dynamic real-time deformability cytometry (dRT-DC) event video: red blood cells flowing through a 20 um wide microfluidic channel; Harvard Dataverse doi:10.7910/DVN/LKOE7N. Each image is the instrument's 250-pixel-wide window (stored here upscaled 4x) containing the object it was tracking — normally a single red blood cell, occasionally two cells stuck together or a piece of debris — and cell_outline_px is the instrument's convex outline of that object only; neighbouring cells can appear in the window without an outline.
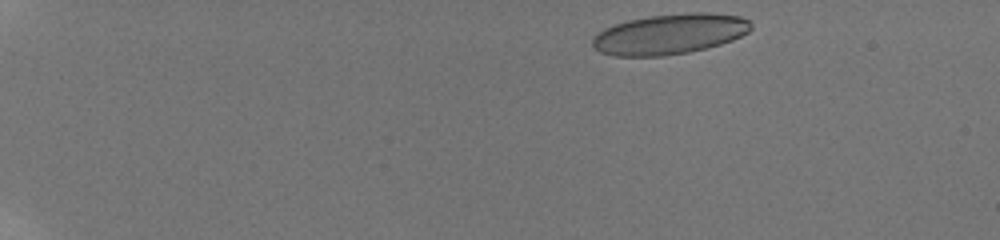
{"species": "human", "species_latin": "Homo sapiens", "temperature_condition": "room temperature", "stored_images_in_passage": 49, "camera_frame_rate_fps": 3000, "um_per_image_px": 0.085, "donor": {"sex": "male"}, "frame": {"image": 1, "passage_image": 2, "time_ms": 0.333, "image_size_px": [1000, 240], "cell_outline_px": [[752, 28], [748, 32], [732, 40], [720, 44], [688, 52], [664, 56], [612, 56], [600, 52], [592, 48], [592, 36], [604, 28], [612, 24], [628, 20], [652, 16], [692, 12], [708, 12], [740, 16], [748, 20], [752, 24]], "centroid_in_image_um": [56.88, 2.9], "position_along_channel_um": 28.1, "area_um2": 37.45}}
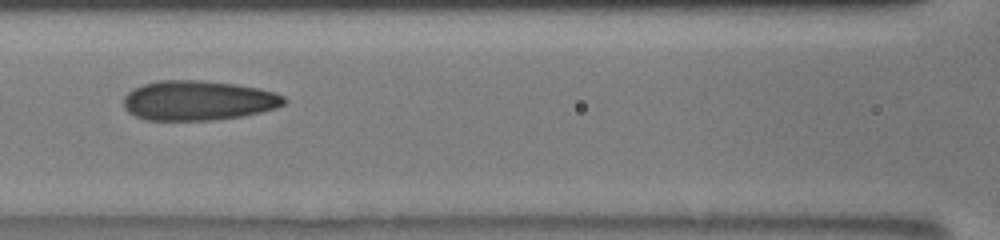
{"frame": {"image": 2, "passage_image": 22, "time_ms": 7.0, "image_size_px": [1000, 240], "cell_outline_px": [[288, 100], [284, 104], [276, 108], [244, 116], [212, 120], [144, 120], [128, 112], [124, 108], [124, 96], [132, 88], [144, 84], [160, 80], [200, 80], [236, 84], [260, 88], [276, 92], [284, 96]], "centroid_in_image_um": [16.86, 8.54], "position_along_channel_um": 149.7, "area_um2": 37.51}}
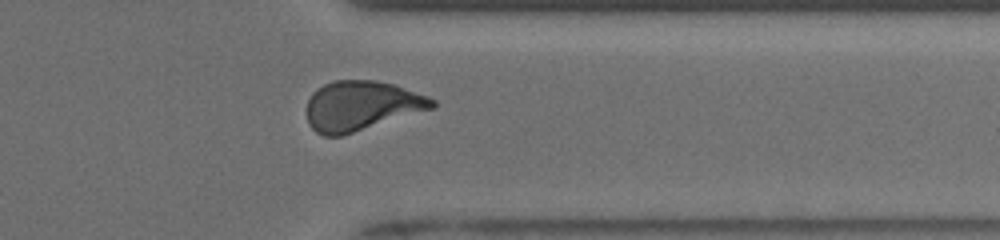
{"frame": {"image": 3, "passage_image": 40, "time_ms": 13.0, "image_size_px": [1000, 240], "cell_outline_px": [[436, 108], [340, 136], [324, 136], [316, 132], [308, 124], [308, 100], [312, 92], [324, 84], [332, 80], [376, 80], [392, 84], [428, 96], [436, 100]], "centroid_in_image_um": [30.73, 8.99], "position_along_channel_um": 380.7, "area_um2": 36.36}, "authors_computed_cell_mechanics": {"area_um2": 36.6452, "velocity_mm_per_s": 3.85, "shape_relaxation_time_tau1_ms": null, "shape_relaxation_time_tau2_ms": 1.3472, "deformation_change_tau1": null, "deformation_change_tau2": 0.0842}}